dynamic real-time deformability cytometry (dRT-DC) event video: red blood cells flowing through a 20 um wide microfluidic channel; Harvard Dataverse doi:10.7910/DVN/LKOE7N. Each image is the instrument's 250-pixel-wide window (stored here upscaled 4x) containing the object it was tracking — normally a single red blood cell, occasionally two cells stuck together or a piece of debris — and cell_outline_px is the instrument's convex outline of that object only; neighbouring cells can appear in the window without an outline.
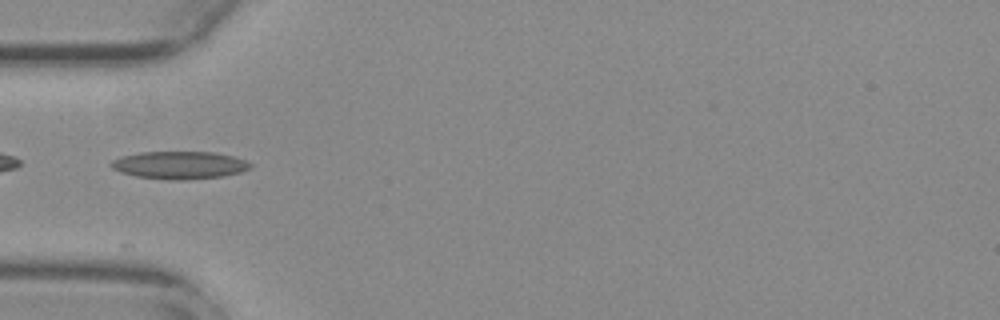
{"species": "common noctule bat (a hibernating species)", "species_latin": "Nyctalus noctula", "temperature_condition": "warm", "stored_images_in_passage": 14, "camera_frame_rate_fps": 3000, "um_per_image_px": 0.085, "animal": {"sex": "female", "body_mass_g": 29.2, "forearm_length_mm": 56.3}, "frame": {"image": 1, "passage_image": 1, "time_ms": 0.0, "image_size_px": [1000, 320], "cell_outline_px": [[252, 164], [248, 168], [240, 172], [224, 176], [184, 180], [168, 180], [136, 176], [120, 172], [112, 168], [108, 164], [112, 160], [120, 156], [140, 152], [212, 152], [232, 156], [244, 160]], "centroid_in_image_um": [15.2, 14.04], "position_along_channel_um": 69.8, "area_um2": 22.43}}
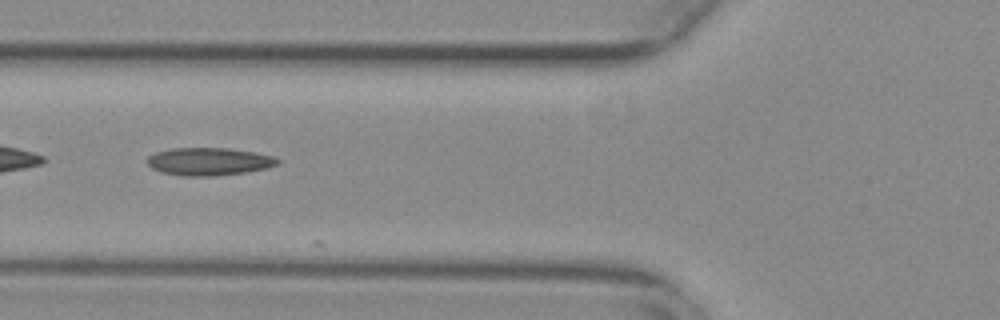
{"frame": {"image": 2, "passage_image": 4, "time_ms": 1.0, "image_size_px": [1000, 320], "cell_outline_px": [[280, 164], [268, 168], [244, 172], [216, 176], [180, 176], [160, 172], [152, 168], [148, 164], [148, 156], [156, 152], [172, 148], [228, 148], [256, 152], [272, 156], [280, 160]], "centroid_in_image_um": [17.77, 13.73], "position_along_channel_um": 108.0, "area_um2": 21.21}}
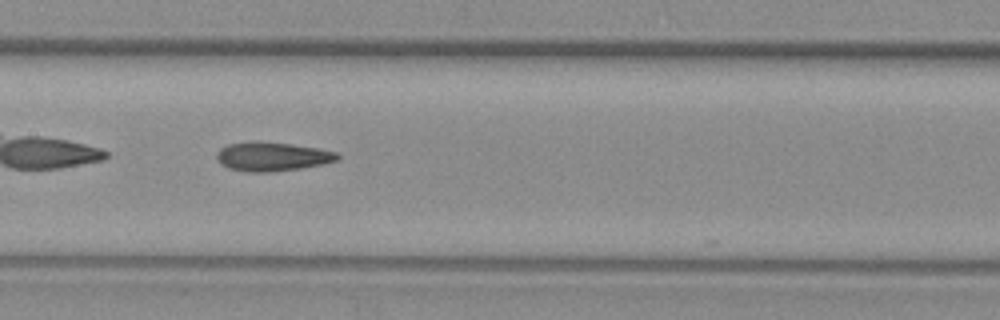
{"frame": {"image": 3, "passage_image": 10, "time_ms": 3.0, "image_size_px": [1000, 320], "cell_outline_px": [[340, 160], [324, 164], [300, 168], [272, 172], [248, 172], [228, 168], [220, 164], [216, 156], [216, 152], [220, 148], [228, 144], [256, 140], [288, 144], [316, 148], [336, 152], [340, 156]], "centroid_in_image_um": [23.11, 13.31], "position_along_channel_um": 184.3, "area_um2": 20.52}}